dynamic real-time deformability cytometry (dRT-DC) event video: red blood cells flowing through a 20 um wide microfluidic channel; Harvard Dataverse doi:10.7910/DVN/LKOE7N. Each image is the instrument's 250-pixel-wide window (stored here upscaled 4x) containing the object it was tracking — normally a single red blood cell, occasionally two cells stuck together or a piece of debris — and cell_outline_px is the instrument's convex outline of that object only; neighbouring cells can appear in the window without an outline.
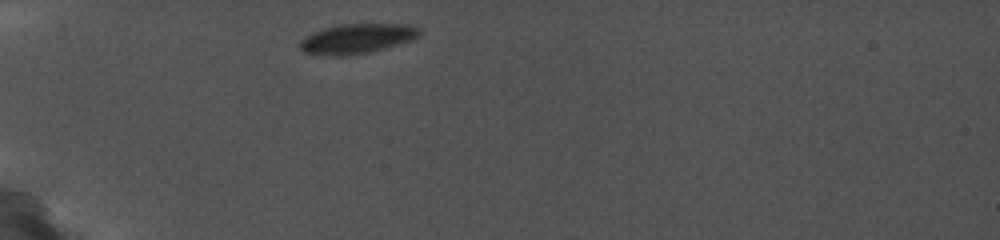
{"species": "common noctule bat (a hibernating species)", "species_latin": "Nyctalus noctula", "temperature_condition": "cold", "stored_images_in_passage": 25, "camera_frame_rate_fps": 5000, "um_per_image_px": 0.085, "animal": {"sex": "female", "body_mass_g": 19.0, "forearm_length_mm": 56.7}, "frame": {"image": 1, "passage_image": 1, "time_ms": 0.0, "image_size_px": [1000, 240], "cell_outline_px": [[420, 36], [384, 48], [368, 52], [340, 56], [304, 52], [300, 48], [300, 40], [304, 36], [312, 32], [324, 28], [340, 24], [408, 24], [420, 28]], "centroid_in_image_um": [30.32, 3.26], "position_along_channel_um": 54.7, "area_um2": 20.4}}
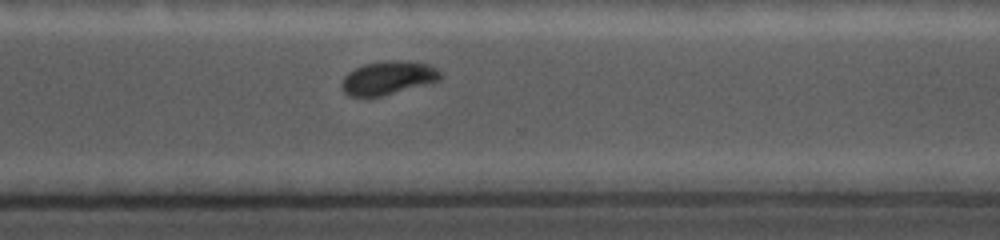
{"frame": {"image": 2, "passage_image": 18, "time_ms": 8.2, "image_size_px": [1000, 240], "cell_outline_px": [[444, 76], [440, 80], [380, 96], [352, 96], [344, 92], [344, 76], [348, 72], [364, 64], [388, 60], [408, 60], [428, 64], [444, 72]], "centroid_in_image_um": [33.07, 6.58], "position_along_channel_um": 337.5, "area_um2": 19.02}}
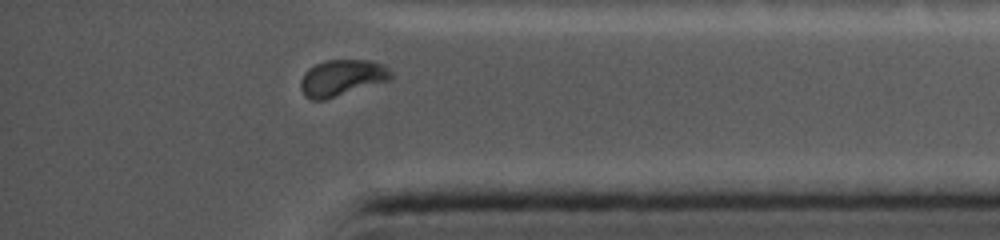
{"frame": {"image": 3, "passage_image": 22, "time_ms": 10.0, "image_size_px": [1000, 240], "cell_outline_px": [[392, 80], [324, 100], [312, 100], [304, 96], [300, 88], [300, 80], [304, 72], [308, 68], [324, 60], [368, 60], [384, 64], [392, 72]], "centroid_in_image_um": [29.06, 6.62], "position_along_channel_um": 406.1, "area_um2": 19.42}}